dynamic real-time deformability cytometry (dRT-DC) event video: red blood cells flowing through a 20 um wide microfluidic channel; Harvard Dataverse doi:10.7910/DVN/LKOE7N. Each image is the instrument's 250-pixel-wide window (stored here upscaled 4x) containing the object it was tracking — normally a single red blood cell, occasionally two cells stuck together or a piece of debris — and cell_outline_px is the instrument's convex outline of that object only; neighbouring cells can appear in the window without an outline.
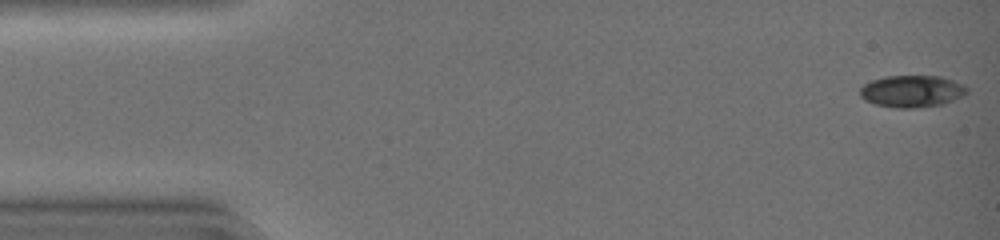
{"species": "common noctule bat (a hibernating species)", "species_latin": "Nyctalus noctula", "temperature_condition": "warm", "stored_images_in_passage": 37, "camera_frame_rate_fps": 3000, "um_per_image_px": 0.085, "animal": {"sex": "female", "body_mass_g": 19.0, "forearm_length_mm": 51.5}, "frame": {"image": 1, "passage_image": 1, "time_ms": 0.0, "image_size_px": [1000, 240], "cell_outline_px": [[968, 92], [964, 96], [944, 104], [916, 108], [896, 108], [876, 104], [864, 100], [860, 96], [860, 88], [864, 84], [872, 80], [884, 76], [940, 76], [964, 84], [968, 88]], "centroid_in_image_um": [77.53, 7.76], "position_along_channel_um": 7.5, "area_um2": 20.11}}
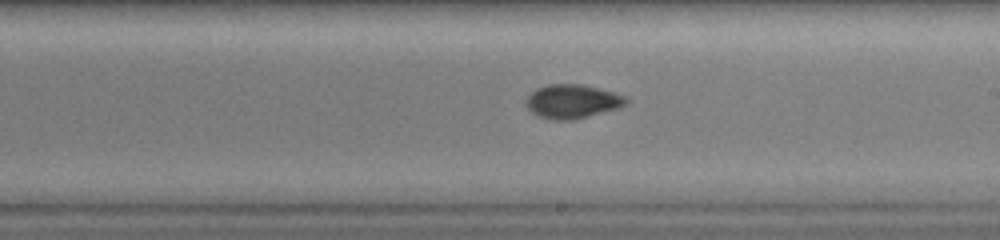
{"frame": {"image": 2, "passage_image": 26, "time_ms": 8.333, "image_size_px": [1000, 240], "cell_outline_px": [[628, 104], [620, 108], [572, 120], [552, 120], [540, 116], [532, 112], [524, 104], [524, 100], [536, 88], [548, 84], [584, 84], [616, 92], [628, 96]], "centroid_in_image_um": [48.69, 8.61], "position_along_channel_um": 240.3, "area_um2": 20.11}}
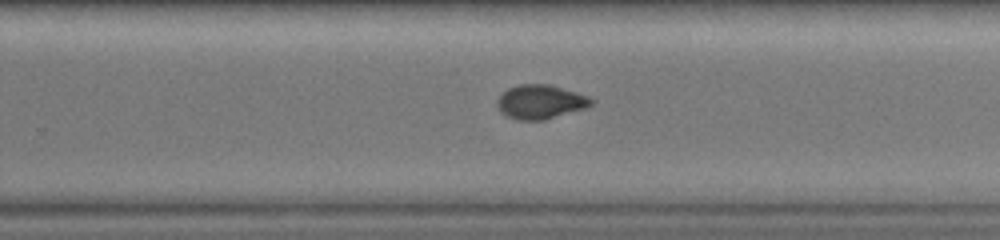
{"frame": {"image": 3, "passage_image": 29, "time_ms": 9.333, "image_size_px": [1000, 240], "cell_outline_px": [[596, 100], [588, 108], [544, 120], [516, 120], [500, 112], [496, 104], [496, 100], [508, 88], [520, 84], [548, 84], [576, 92], [588, 96]], "centroid_in_image_um": [45.96, 8.67], "position_along_channel_um": 283.8, "area_um2": 18.84}}